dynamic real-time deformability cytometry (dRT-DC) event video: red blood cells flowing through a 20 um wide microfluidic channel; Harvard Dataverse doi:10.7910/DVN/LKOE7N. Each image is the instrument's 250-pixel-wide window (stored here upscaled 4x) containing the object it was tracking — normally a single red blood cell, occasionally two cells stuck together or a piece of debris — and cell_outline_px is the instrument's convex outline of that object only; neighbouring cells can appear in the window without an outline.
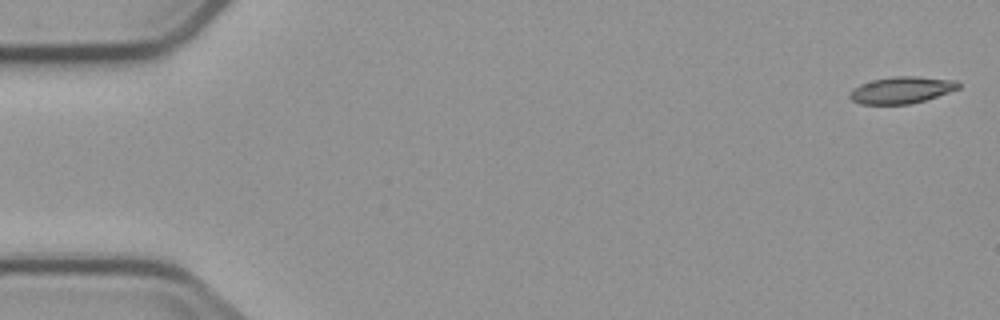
{"species": "common noctule bat (a hibernating species)", "species_latin": "Nyctalus noctula", "temperature_condition": "cold", "stored_images_in_passage": 4, "camera_frame_rate_fps": 3000, "um_per_image_px": 0.085, "animal": {"sex": "male", "body_mass_g": 23.1, "forearm_length_mm": 52.7}, "frame": {"image": 1, "passage_image": 1, "time_ms": 0.0, "image_size_px": [1000, 320], "cell_outline_px": [[960, 88], [924, 100], [908, 104], [860, 104], [852, 100], [848, 96], [848, 92], [852, 88], [860, 84], [872, 80], [892, 76], [916, 76], [956, 80], [960, 84]], "centroid_in_image_um": [76.58, 7.64], "position_along_channel_um": 8.4, "area_um2": 16.99}}